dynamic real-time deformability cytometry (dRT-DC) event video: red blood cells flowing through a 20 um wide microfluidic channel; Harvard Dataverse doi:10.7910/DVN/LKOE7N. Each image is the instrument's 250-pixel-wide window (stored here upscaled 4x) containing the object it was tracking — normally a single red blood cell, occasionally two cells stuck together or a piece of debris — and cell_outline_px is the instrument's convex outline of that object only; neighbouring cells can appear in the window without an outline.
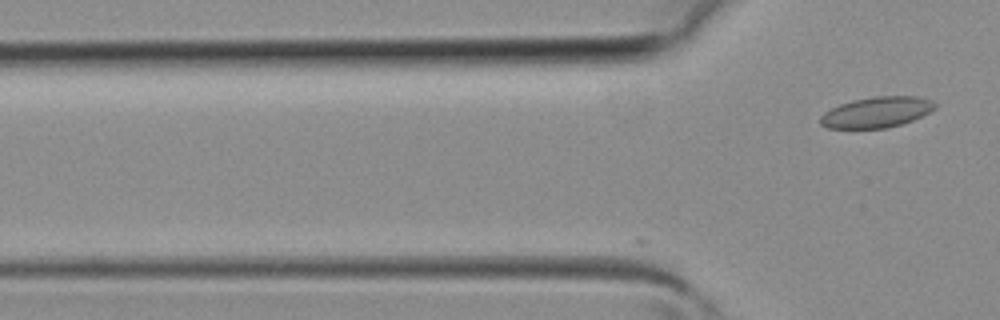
{"species": "common noctule bat (a hibernating species)", "species_latin": "Nyctalus noctula", "temperature_condition": "room temperature", "stored_images_in_passage": 2, "camera_frame_rate_fps": 3000, "um_per_image_px": 0.085, "animal": {"sex": "female", "body_mass_g": 19.3, "forearm_length_mm": 54.1}, "frame": {"image": 1, "passage_image": 2, "time_ms": 0.333, "image_size_px": [1000, 320], "cell_outline_px": [[936, 108], [912, 120], [900, 124], [884, 128], [828, 128], [820, 124], [820, 116], [824, 112], [840, 104], [852, 100], [876, 96], [916, 96], [932, 100], [936, 104]], "centroid_in_image_um": [74.5, 9.53], "position_along_channel_um": 51.3, "area_um2": 20.35}}